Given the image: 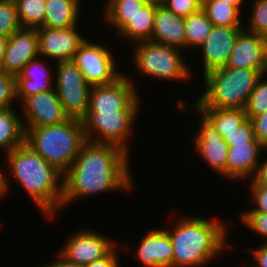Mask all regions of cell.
I'll list each match as a JSON object with an SVG mask.
<instances>
[{
  "instance_id": "cell-26",
  "label": "cell",
  "mask_w": 267,
  "mask_h": 267,
  "mask_svg": "<svg viewBox=\"0 0 267 267\" xmlns=\"http://www.w3.org/2000/svg\"><path fill=\"white\" fill-rule=\"evenodd\" d=\"M200 112L225 139L227 135L233 133L242 123L247 120L243 109H215V108H195Z\"/></svg>"
},
{
  "instance_id": "cell-17",
  "label": "cell",
  "mask_w": 267,
  "mask_h": 267,
  "mask_svg": "<svg viewBox=\"0 0 267 267\" xmlns=\"http://www.w3.org/2000/svg\"><path fill=\"white\" fill-rule=\"evenodd\" d=\"M227 145L226 180L245 183L253 179L266 148L260 142Z\"/></svg>"
},
{
  "instance_id": "cell-12",
  "label": "cell",
  "mask_w": 267,
  "mask_h": 267,
  "mask_svg": "<svg viewBox=\"0 0 267 267\" xmlns=\"http://www.w3.org/2000/svg\"><path fill=\"white\" fill-rule=\"evenodd\" d=\"M123 72L113 83L92 85L88 111L142 110L139 85Z\"/></svg>"
},
{
  "instance_id": "cell-23",
  "label": "cell",
  "mask_w": 267,
  "mask_h": 267,
  "mask_svg": "<svg viewBox=\"0 0 267 267\" xmlns=\"http://www.w3.org/2000/svg\"><path fill=\"white\" fill-rule=\"evenodd\" d=\"M158 5L157 3L148 2L131 18V21L116 34V38H121L123 42H129L131 45L139 42L151 41L154 17Z\"/></svg>"
},
{
  "instance_id": "cell-37",
  "label": "cell",
  "mask_w": 267,
  "mask_h": 267,
  "mask_svg": "<svg viewBox=\"0 0 267 267\" xmlns=\"http://www.w3.org/2000/svg\"><path fill=\"white\" fill-rule=\"evenodd\" d=\"M227 144H247V142H259L254 136V128L250 119L242 123L233 133L224 139Z\"/></svg>"
},
{
  "instance_id": "cell-15",
  "label": "cell",
  "mask_w": 267,
  "mask_h": 267,
  "mask_svg": "<svg viewBox=\"0 0 267 267\" xmlns=\"http://www.w3.org/2000/svg\"><path fill=\"white\" fill-rule=\"evenodd\" d=\"M242 30L243 27L213 25L204 43L196 50L195 55H192L194 58L197 57L195 59L197 61L201 59L200 67L202 66V70L200 73H203L200 78L210 71L226 66L237 35Z\"/></svg>"
},
{
  "instance_id": "cell-28",
  "label": "cell",
  "mask_w": 267,
  "mask_h": 267,
  "mask_svg": "<svg viewBox=\"0 0 267 267\" xmlns=\"http://www.w3.org/2000/svg\"><path fill=\"white\" fill-rule=\"evenodd\" d=\"M212 27L213 24L202 9L185 17V50L188 51L187 54L193 50L192 55H194L206 40Z\"/></svg>"
},
{
  "instance_id": "cell-48",
  "label": "cell",
  "mask_w": 267,
  "mask_h": 267,
  "mask_svg": "<svg viewBox=\"0 0 267 267\" xmlns=\"http://www.w3.org/2000/svg\"><path fill=\"white\" fill-rule=\"evenodd\" d=\"M243 262H244V263H243ZM243 262H242V264H240V265H242V267H245V266H246V267H250L248 264H246V263H247V260H246V261H243ZM243 264H244V265H243ZM240 265H239V267H240Z\"/></svg>"
},
{
  "instance_id": "cell-34",
  "label": "cell",
  "mask_w": 267,
  "mask_h": 267,
  "mask_svg": "<svg viewBox=\"0 0 267 267\" xmlns=\"http://www.w3.org/2000/svg\"><path fill=\"white\" fill-rule=\"evenodd\" d=\"M15 104L17 105L15 76L0 69V110L16 107Z\"/></svg>"
},
{
  "instance_id": "cell-43",
  "label": "cell",
  "mask_w": 267,
  "mask_h": 267,
  "mask_svg": "<svg viewBox=\"0 0 267 267\" xmlns=\"http://www.w3.org/2000/svg\"><path fill=\"white\" fill-rule=\"evenodd\" d=\"M9 37L0 36V69L4 61L5 48Z\"/></svg>"
},
{
  "instance_id": "cell-38",
  "label": "cell",
  "mask_w": 267,
  "mask_h": 267,
  "mask_svg": "<svg viewBox=\"0 0 267 267\" xmlns=\"http://www.w3.org/2000/svg\"><path fill=\"white\" fill-rule=\"evenodd\" d=\"M255 138L267 149V112L251 119Z\"/></svg>"
},
{
  "instance_id": "cell-5",
  "label": "cell",
  "mask_w": 267,
  "mask_h": 267,
  "mask_svg": "<svg viewBox=\"0 0 267 267\" xmlns=\"http://www.w3.org/2000/svg\"><path fill=\"white\" fill-rule=\"evenodd\" d=\"M25 143L63 174L86 141L82 120L69 118L50 126L24 128Z\"/></svg>"
},
{
  "instance_id": "cell-27",
  "label": "cell",
  "mask_w": 267,
  "mask_h": 267,
  "mask_svg": "<svg viewBox=\"0 0 267 267\" xmlns=\"http://www.w3.org/2000/svg\"><path fill=\"white\" fill-rule=\"evenodd\" d=\"M201 9L215 26L243 27L244 6H232L218 1H202ZM242 12V13H241Z\"/></svg>"
},
{
  "instance_id": "cell-10",
  "label": "cell",
  "mask_w": 267,
  "mask_h": 267,
  "mask_svg": "<svg viewBox=\"0 0 267 267\" xmlns=\"http://www.w3.org/2000/svg\"><path fill=\"white\" fill-rule=\"evenodd\" d=\"M100 43L87 38L73 59L85 80L91 85L113 83L124 73L118 69L121 67L117 64L116 55L112 49Z\"/></svg>"
},
{
  "instance_id": "cell-1",
  "label": "cell",
  "mask_w": 267,
  "mask_h": 267,
  "mask_svg": "<svg viewBox=\"0 0 267 267\" xmlns=\"http://www.w3.org/2000/svg\"><path fill=\"white\" fill-rule=\"evenodd\" d=\"M130 163L131 156L118 146L86 140L63 175L61 209L82 198L116 191L129 194L136 183Z\"/></svg>"
},
{
  "instance_id": "cell-41",
  "label": "cell",
  "mask_w": 267,
  "mask_h": 267,
  "mask_svg": "<svg viewBox=\"0 0 267 267\" xmlns=\"http://www.w3.org/2000/svg\"><path fill=\"white\" fill-rule=\"evenodd\" d=\"M266 154H267V149L265 150L264 157L261 158L257 173L255 174L253 179L258 184H263L267 186V157L265 156Z\"/></svg>"
},
{
  "instance_id": "cell-32",
  "label": "cell",
  "mask_w": 267,
  "mask_h": 267,
  "mask_svg": "<svg viewBox=\"0 0 267 267\" xmlns=\"http://www.w3.org/2000/svg\"><path fill=\"white\" fill-rule=\"evenodd\" d=\"M14 0H0V36L10 37L21 29Z\"/></svg>"
},
{
  "instance_id": "cell-14",
  "label": "cell",
  "mask_w": 267,
  "mask_h": 267,
  "mask_svg": "<svg viewBox=\"0 0 267 267\" xmlns=\"http://www.w3.org/2000/svg\"><path fill=\"white\" fill-rule=\"evenodd\" d=\"M79 25L66 29L38 27L39 55L52 62L73 60L79 47L88 38L80 33Z\"/></svg>"
},
{
  "instance_id": "cell-7",
  "label": "cell",
  "mask_w": 267,
  "mask_h": 267,
  "mask_svg": "<svg viewBox=\"0 0 267 267\" xmlns=\"http://www.w3.org/2000/svg\"><path fill=\"white\" fill-rule=\"evenodd\" d=\"M140 111H88L82 120L86 140L118 146L132 157L130 141L142 114Z\"/></svg>"
},
{
  "instance_id": "cell-24",
  "label": "cell",
  "mask_w": 267,
  "mask_h": 267,
  "mask_svg": "<svg viewBox=\"0 0 267 267\" xmlns=\"http://www.w3.org/2000/svg\"><path fill=\"white\" fill-rule=\"evenodd\" d=\"M24 142L25 130L19 106L0 110V151L6 155Z\"/></svg>"
},
{
  "instance_id": "cell-16",
  "label": "cell",
  "mask_w": 267,
  "mask_h": 267,
  "mask_svg": "<svg viewBox=\"0 0 267 267\" xmlns=\"http://www.w3.org/2000/svg\"><path fill=\"white\" fill-rule=\"evenodd\" d=\"M147 229L140 237L136 250V257L142 267H173V246L169 234L164 227ZM135 251V252H134Z\"/></svg>"
},
{
  "instance_id": "cell-42",
  "label": "cell",
  "mask_w": 267,
  "mask_h": 267,
  "mask_svg": "<svg viewBox=\"0 0 267 267\" xmlns=\"http://www.w3.org/2000/svg\"><path fill=\"white\" fill-rule=\"evenodd\" d=\"M56 259H54V261L47 263V264H42L41 266L39 265V267H82L79 266L73 262H70L68 260H66L65 258H63L58 251L56 252ZM37 267V266H36Z\"/></svg>"
},
{
  "instance_id": "cell-2",
  "label": "cell",
  "mask_w": 267,
  "mask_h": 267,
  "mask_svg": "<svg viewBox=\"0 0 267 267\" xmlns=\"http://www.w3.org/2000/svg\"><path fill=\"white\" fill-rule=\"evenodd\" d=\"M1 164L4 198L11 192V179L17 183L47 221L57 220L63 198V173L49 164L25 142L4 156ZM3 168V169H2ZM8 174H7V173ZM10 177V178H9ZM12 177V178H11ZM11 183V184H10Z\"/></svg>"
},
{
  "instance_id": "cell-4",
  "label": "cell",
  "mask_w": 267,
  "mask_h": 267,
  "mask_svg": "<svg viewBox=\"0 0 267 267\" xmlns=\"http://www.w3.org/2000/svg\"><path fill=\"white\" fill-rule=\"evenodd\" d=\"M263 73L246 68L221 67L202 77L200 96L193 100L194 108L243 109Z\"/></svg>"
},
{
  "instance_id": "cell-8",
  "label": "cell",
  "mask_w": 267,
  "mask_h": 267,
  "mask_svg": "<svg viewBox=\"0 0 267 267\" xmlns=\"http://www.w3.org/2000/svg\"><path fill=\"white\" fill-rule=\"evenodd\" d=\"M56 69L54 89L63 105L65 114L72 119L83 120L89 110L90 90L83 73L73 60L53 64Z\"/></svg>"
},
{
  "instance_id": "cell-6",
  "label": "cell",
  "mask_w": 267,
  "mask_h": 267,
  "mask_svg": "<svg viewBox=\"0 0 267 267\" xmlns=\"http://www.w3.org/2000/svg\"><path fill=\"white\" fill-rule=\"evenodd\" d=\"M131 52L130 59H133L132 65L135 67L133 71L136 70L145 79L149 76L150 79L178 84L194 79L195 72L190 67V61L187 63V54L180 48L146 41L132 45Z\"/></svg>"
},
{
  "instance_id": "cell-45",
  "label": "cell",
  "mask_w": 267,
  "mask_h": 267,
  "mask_svg": "<svg viewBox=\"0 0 267 267\" xmlns=\"http://www.w3.org/2000/svg\"><path fill=\"white\" fill-rule=\"evenodd\" d=\"M263 55H264V70L265 74H267V36H265Z\"/></svg>"
},
{
  "instance_id": "cell-21",
  "label": "cell",
  "mask_w": 267,
  "mask_h": 267,
  "mask_svg": "<svg viewBox=\"0 0 267 267\" xmlns=\"http://www.w3.org/2000/svg\"><path fill=\"white\" fill-rule=\"evenodd\" d=\"M185 18L158 5L154 17L151 41L185 51Z\"/></svg>"
},
{
  "instance_id": "cell-35",
  "label": "cell",
  "mask_w": 267,
  "mask_h": 267,
  "mask_svg": "<svg viewBox=\"0 0 267 267\" xmlns=\"http://www.w3.org/2000/svg\"><path fill=\"white\" fill-rule=\"evenodd\" d=\"M248 185V193H250V198L252 201V207L247 208L240 212H260L267 213V186L263 184H258L254 179L246 181ZM255 206V207H254Z\"/></svg>"
},
{
  "instance_id": "cell-39",
  "label": "cell",
  "mask_w": 267,
  "mask_h": 267,
  "mask_svg": "<svg viewBox=\"0 0 267 267\" xmlns=\"http://www.w3.org/2000/svg\"><path fill=\"white\" fill-rule=\"evenodd\" d=\"M257 247H248L247 253L250 254V267H267V243H257ZM255 248V249H254ZM252 263V264H251Z\"/></svg>"
},
{
  "instance_id": "cell-31",
  "label": "cell",
  "mask_w": 267,
  "mask_h": 267,
  "mask_svg": "<svg viewBox=\"0 0 267 267\" xmlns=\"http://www.w3.org/2000/svg\"><path fill=\"white\" fill-rule=\"evenodd\" d=\"M251 4L250 17L243 25V29L267 36V0H251Z\"/></svg>"
},
{
  "instance_id": "cell-11",
  "label": "cell",
  "mask_w": 267,
  "mask_h": 267,
  "mask_svg": "<svg viewBox=\"0 0 267 267\" xmlns=\"http://www.w3.org/2000/svg\"><path fill=\"white\" fill-rule=\"evenodd\" d=\"M78 228L66 236L59 254L66 260L79 266L87 265L106 257L118 244V239H113L92 228Z\"/></svg>"
},
{
  "instance_id": "cell-29",
  "label": "cell",
  "mask_w": 267,
  "mask_h": 267,
  "mask_svg": "<svg viewBox=\"0 0 267 267\" xmlns=\"http://www.w3.org/2000/svg\"><path fill=\"white\" fill-rule=\"evenodd\" d=\"M22 28H38L44 23L45 0H14Z\"/></svg>"
},
{
  "instance_id": "cell-47",
  "label": "cell",
  "mask_w": 267,
  "mask_h": 267,
  "mask_svg": "<svg viewBox=\"0 0 267 267\" xmlns=\"http://www.w3.org/2000/svg\"><path fill=\"white\" fill-rule=\"evenodd\" d=\"M147 1L161 5L165 0H147Z\"/></svg>"
},
{
  "instance_id": "cell-18",
  "label": "cell",
  "mask_w": 267,
  "mask_h": 267,
  "mask_svg": "<svg viewBox=\"0 0 267 267\" xmlns=\"http://www.w3.org/2000/svg\"><path fill=\"white\" fill-rule=\"evenodd\" d=\"M37 56V28H21L8 38L1 70L16 77L26 64Z\"/></svg>"
},
{
  "instance_id": "cell-25",
  "label": "cell",
  "mask_w": 267,
  "mask_h": 267,
  "mask_svg": "<svg viewBox=\"0 0 267 267\" xmlns=\"http://www.w3.org/2000/svg\"><path fill=\"white\" fill-rule=\"evenodd\" d=\"M147 0H106L102 21L117 34L146 4Z\"/></svg>"
},
{
  "instance_id": "cell-3",
  "label": "cell",
  "mask_w": 267,
  "mask_h": 267,
  "mask_svg": "<svg viewBox=\"0 0 267 267\" xmlns=\"http://www.w3.org/2000/svg\"><path fill=\"white\" fill-rule=\"evenodd\" d=\"M170 216L167 218L170 219V225L166 222L170 227H163L173 246V267H206L234 248L228 241L230 225L222 218H205L189 213H184V216L177 213L178 218L175 219L174 213H170Z\"/></svg>"
},
{
  "instance_id": "cell-19",
  "label": "cell",
  "mask_w": 267,
  "mask_h": 267,
  "mask_svg": "<svg viewBox=\"0 0 267 267\" xmlns=\"http://www.w3.org/2000/svg\"><path fill=\"white\" fill-rule=\"evenodd\" d=\"M52 62L42 56L31 59L15 77L18 105L28 96L54 89L55 70ZM50 67V68H49Z\"/></svg>"
},
{
  "instance_id": "cell-20",
  "label": "cell",
  "mask_w": 267,
  "mask_h": 267,
  "mask_svg": "<svg viewBox=\"0 0 267 267\" xmlns=\"http://www.w3.org/2000/svg\"><path fill=\"white\" fill-rule=\"evenodd\" d=\"M265 36L243 29L236 38L226 67L264 70Z\"/></svg>"
},
{
  "instance_id": "cell-30",
  "label": "cell",
  "mask_w": 267,
  "mask_h": 267,
  "mask_svg": "<svg viewBox=\"0 0 267 267\" xmlns=\"http://www.w3.org/2000/svg\"><path fill=\"white\" fill-rule=\"evenodd\" d=\"M267 112V74H263L250 94L245 108L247 119Z\"/></svg>"
},
{
  "instance_id": "cell-46",
  "label": "cell",
  "mask_w": 267,
  "mask_h": 267,
  "mask_svg": "<svg viewBox=\"0 0 267 267\" xmlns=\"http://www.w3.org/2000/svg\"><path fill=\"white\" fill-rule=\"evenodd\" d=\"M1 178L2 177H1V166H0V201H2L4 199L3 192H2V179Z\"/></svg>"
},
{
  "instance_id": "cell-13",
  "label": "cell",
  "mask_w": 267,
  "mask_h": 267,
  "mask_svg": "<svg viewBox=\"0 0 267 267\" xmlns=\"http://www.w3.org/2000/svg\"><path fill=\"white\" fill-rule=\"evenodd\" d=\"M18 106L24 128L57 125L69 119L55 89L30 95Z\"/></svg>"
},
{
  "instance_id": "cell-22",
  "label": "cell",
  "mask_w": 267,
  "mask_h": 267,
  "mask_svg": "<svg viewBox=\"0 0 267 267\" xmlns=\"http://www.w3.org/2000/svg\"><path fill=\"white\" fill-rule=\"evenodd\" d=\"M45 18L40 27L66 29L82 23L80 0H45Z\"/></svg>"
},
{
  "instance_id": "cell-44",
  "label": "cell",
  "mask_w": 267,
  "mask_h": 267,
  "mask_svg": "<svg viewBox=\"0 0 267 267\" xmlns=\"http://www.w3.org/2000/svg\"><path fill=\"white\" fill-rule=\"evenodd\" d=\"M202 1H218L232 6H245V8H246L245 4L247 3L246 0H202Z\"/></svg>"
},
{
  "instance_id": "cell-9",
  "label": "cell",
  "mask_w": 267,
  "mask_h": 267,
  "mask_svg": "<svg viewBox=\"0 0 267 267\" xmlns=\"http://www.w3.org/2000/svg\"><path fill=\"white\" fill-rule=\"evenodd\" d=\"M176 109L177 111L189 113L190 111L193 115H197L199 119L196 123L199 126L197 132L193 133L192 138V147L195 148L197 155H199L200 160L204 162L210 170L213 171V174L219 175L220 178H224L226 182V162L228 155L229 146L222 138L221 134L215 129V127L200 113L198 112L189 102L183 99L176 100ZM187 110V111H186Z\"/></svg>"
},
{
  "instance_id": "cell-40",
  "label": "cell",
  "mask_w": 267,
  "mask_h": 267,
  "mask_svg": "<svg viewBox=\"0 0 267 267\" xmlns=\"http://www.w3.org/2000/svg\"><path fill=\"white\" fill-rule=\"evenodd\" d=\"M120 243L103 259L98 261H93L83 267H122L120 256Z\"/></svg>"
},
{
  "instance_id": "cell-36",
  "label": "cell",
  "mask_w": 267,
  "mask_h": 267,
  "mask_svg": "<svg viewBox=\"0 0 267 267\" xmlns=\"http://www.w3.org/2000/svg\"><path fill=\"white\" fill-rule=\"evenodd\" d=\"M161 5L174 14L185 18L201 9L202 0H165Z\"/></svg>"
},
{
  "instance_id": "cell-33",
  "label": "cell",
  "mask_w": 267,
  "mask_h": 267,
  "mask_svg": "<svg viewBox=\"0 0 267 267\" xmlns=\"http://www.w3.org/2000/svg\"><path fill=\"white\" fill-rule=\"evenodd\" d=\"M240 224L244 228L259 236L261 243H267V213L260 212H240L238 213Z\"/></svg>"
}]
</instances>
